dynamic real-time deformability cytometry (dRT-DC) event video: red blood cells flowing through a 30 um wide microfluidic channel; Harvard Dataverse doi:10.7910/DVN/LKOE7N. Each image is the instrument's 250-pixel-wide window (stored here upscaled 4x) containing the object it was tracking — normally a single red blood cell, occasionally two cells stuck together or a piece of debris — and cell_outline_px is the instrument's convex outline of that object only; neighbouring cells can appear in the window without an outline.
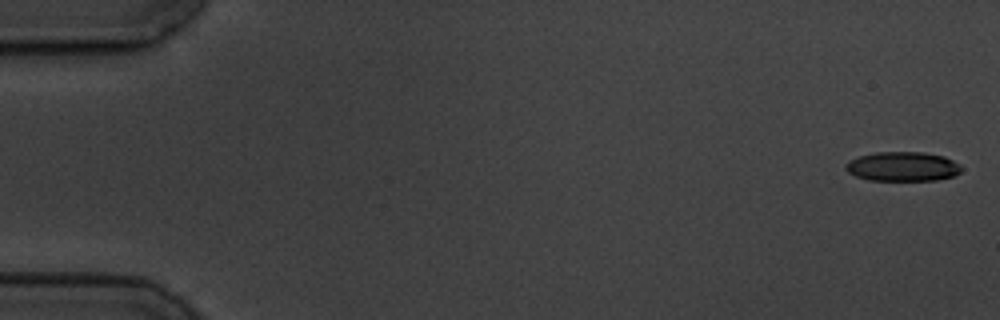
{"species": "common noctule bat (a hibernating species)", "species_latin": "Nyctalus noctula", "temperature_condition": "cold", "stored_images_in_passage": 6, "segment_of_instrument_passage": [1, 2], "camera_frame_rate_fps": 3000, "um_per_image_px": 0.085, "animal": {"sex": "male", "body_mass_g": 19.5, "forearm_length_mm": 54.6}, "frame": {"image": 1, "passage_image": 1, "time_ms": 0.0, "image_size_px": [1000, 320], "cell_outline_px": [[964, 168], [956, 176], [936, 180], [868, 180], [856, 176], [848, 172], [844, 168], [844, 164], [860, 156], [876, 152], [924, 152], [944, 156], [960, 164]], "centroid_in_image_um": [76.77, 14.16], "position_along_channel_um": 8.2, "area_um2": 19.94}}
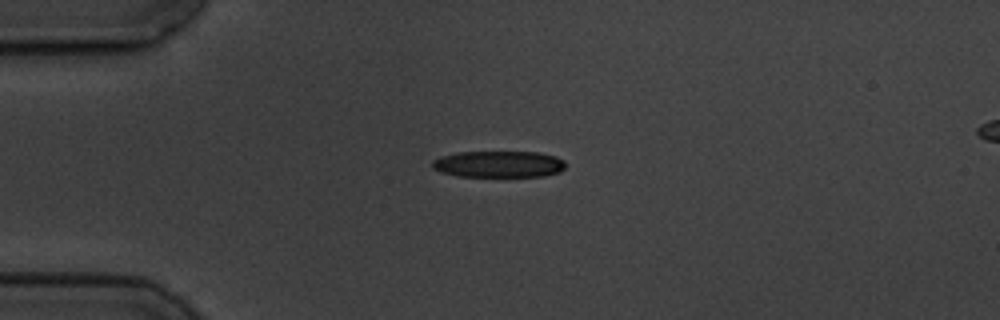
{"frame": {"image": 2, "passage_image": 4, "time_ms": 4.333, "image_size_px": [1000, 320], "cell_outline_px": [[564, 168], [560, 172], [544, 176], [456, 176], [440, 172], [432, 168], [432, 160], [440, 156], [456, 152], [540, 152], [556, 156], [564, 160]], "centroid_in_image_um": [42.37, 13.95], "position_along_channel_um": 42.6, "area_um2": 20.75}}